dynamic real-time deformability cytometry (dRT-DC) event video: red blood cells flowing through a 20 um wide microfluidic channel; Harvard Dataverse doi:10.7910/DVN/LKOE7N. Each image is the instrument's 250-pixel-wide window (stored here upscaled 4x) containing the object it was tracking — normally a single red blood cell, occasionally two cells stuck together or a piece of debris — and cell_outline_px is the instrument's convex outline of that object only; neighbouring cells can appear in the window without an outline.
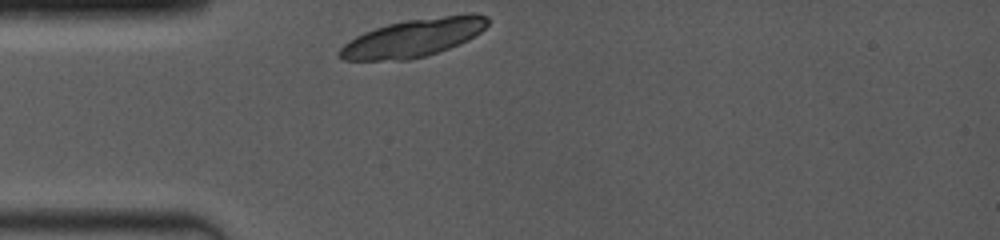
{"species": "common noctule bat (a hibernating species)", "species_latin": "Nyctalus noctula", "temperature_condition": "room temperature", "stored_images_in_passage": 2, "camera_frame_rate_fps": 4000, "um_per_image_px": 0.085, "animal": {"sex": "female", "body_mass_g": 19.0, "forearm_length_mm": 53.3}, "frame": {"image": 1, "passage_image": 1, "time_ms": 0.0, "image_size_px": [1000, 240], "cell_outline_px": [[488, 24], [480, 32], [468, 40], [448, 48], [424, 56], [408, 60], [344, 60], [336, 52], [348, 40], [364, 32], [388, 24], [408, 20], [468, 12], [476, 12], [488, 16]], "centroid_in_image_um": [35.16, 3.19], "position_along_channel_um": 49.8, "area_um2": 32.77}}